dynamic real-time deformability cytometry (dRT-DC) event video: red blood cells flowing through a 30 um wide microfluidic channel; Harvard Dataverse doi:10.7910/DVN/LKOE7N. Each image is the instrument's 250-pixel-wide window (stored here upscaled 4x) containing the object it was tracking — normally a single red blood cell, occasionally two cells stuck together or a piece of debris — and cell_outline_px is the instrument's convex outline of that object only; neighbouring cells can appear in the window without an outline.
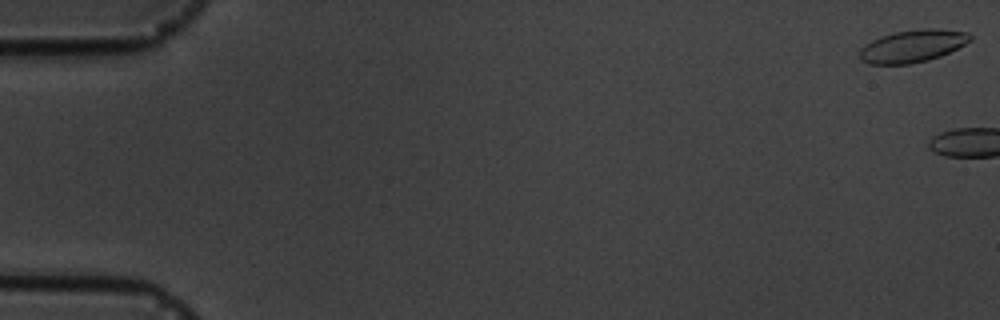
{"species": "common noctule bat (a hibernating species)", "species_latin": "Nyctalus noctula", "temperature_condition": "cold", "stored_images_in_passage": 19, "camera_frame_rate_fps": 3000, "um_per_image_px": 0.085, "animal": {"sex": "male", "body_mass_g": 19.5, "forearm_length_mm": 54.6}, "frame": {"image": 1, "passage_image": 1, "time_ms": 0.0, "image_size_px": [1000, 320], "cell_outline_px": [[972, 40], [940, 56], [928, 60], [908, 64], [868, 64], [860, 60], [860, 48], [864, 44], [880, 36], [896, 32], [920, 28], [932, 28], [968, 32], [972, 36]], "centroid_in_image_um": [77.54, 3.91], "position_along_channel_um": 7.5, "area_um2": 20.87}}
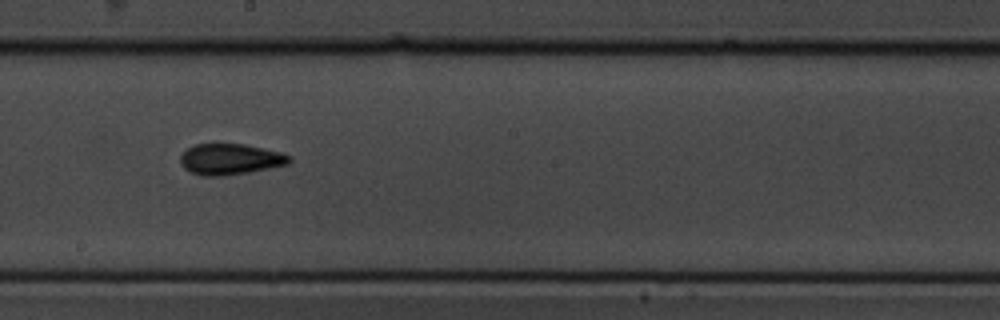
{"frame": {"image": 2, "passage_image": 11, "time_ms": 11.333, "image_size_px": [1000, 320], "cell_outline_px": [[292, 160], [288, 164], [248, 172], [224, 176], [204, 176], [192, 172], [184, 168], [180, 164], [180, 156], [188, 148], [196, 144], [244, 144], [264, 148], [280, 152], [292, 156]], "centroid_in_image_um": [19.58, 13.53], "position_along_channel_um": 228.6, "area_um2": 19.59}}
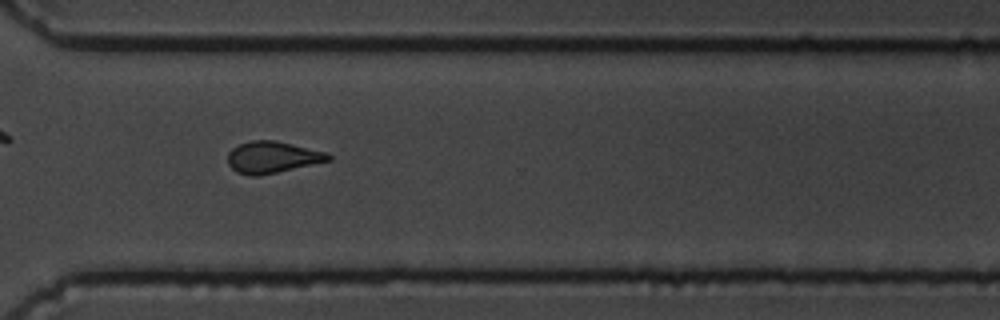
{"frame": {"image": 3, "passage_image": 14, "time_ms": 14.667, "image_size_px": [1000, 320], "cell_outline_px": [[332, 160], [260, 176], [252, 176], [236, 172], [228, 164], [228, 152], [232, 148], [240, 144], [252, 140], [276, 140], [328, 152], [332, 156]], "centroid_in_image_um": [23.17, 13.36], "position_along_channel_um": 347.4, "area_um2": 18.73}}